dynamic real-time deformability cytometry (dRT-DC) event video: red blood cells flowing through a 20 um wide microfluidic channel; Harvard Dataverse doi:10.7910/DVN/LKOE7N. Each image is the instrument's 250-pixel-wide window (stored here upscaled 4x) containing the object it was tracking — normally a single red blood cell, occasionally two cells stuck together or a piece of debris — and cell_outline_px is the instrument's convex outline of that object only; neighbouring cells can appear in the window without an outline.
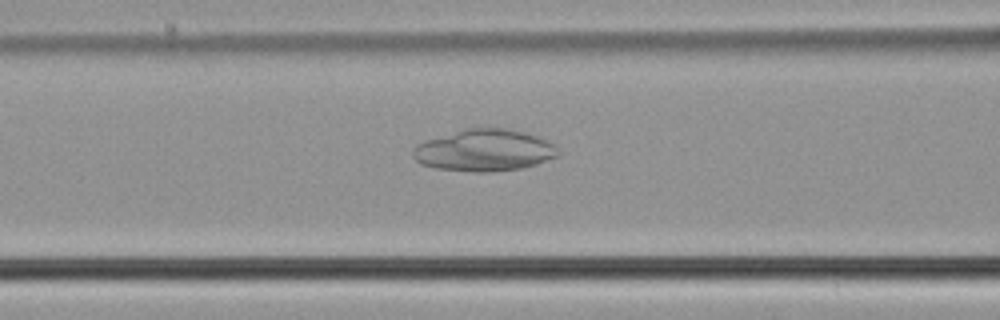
{"species": "common noctule bat (a hibernating species)", "species_latin": "Nyctalus noctula", "temperature_condition": "cold", "stored_images_in_passage": 51, "camera_frame_rate_fps": 3000, "um_per_image_px": 0.085, "animal": {"sex": "male", "body_mass_g": 21.5, "forearm_length_mm": 52.0}, "frame": {"image": 1, "passage_image": 19, "time_ms": 6.0, "image_size_px": [1000, 320], "cell_outline_px": [[560, 152], [556, 156], [536, 164], [524, 168], [488, 172], [472, 172], [436, 168], [420, 164], [412, 156], [412, 148], [416, 144], [424, 140], [464, 128], [508, 128], [524, 132], [536, 136], [552, 144]], "centroid_in_image_um": [41.1, 12.78], "position_along_channel_um": 125.5, "area_um2": 35.49}}
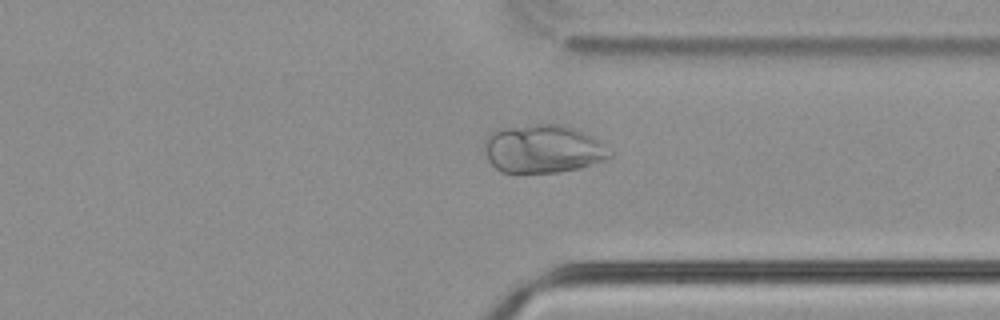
{"frame": {"image": 2, "passage_image": 38, "time_ms": 12.333, "image_size_px": [1000, 320], "cell_outline_px": [[612, 156], [608, 160], [580, 168], [560, 172], [500, 172], [488, 160], [484, 148], [484, 140], [492, 132], [500, 128], [532, 124], [564, 124], [584, 132], [600, 140], [612, 152]], "centroid_in_image_um": [46.19, 12.65], "position_along_channel_um": 365.2, "area_um2": 35.66}}
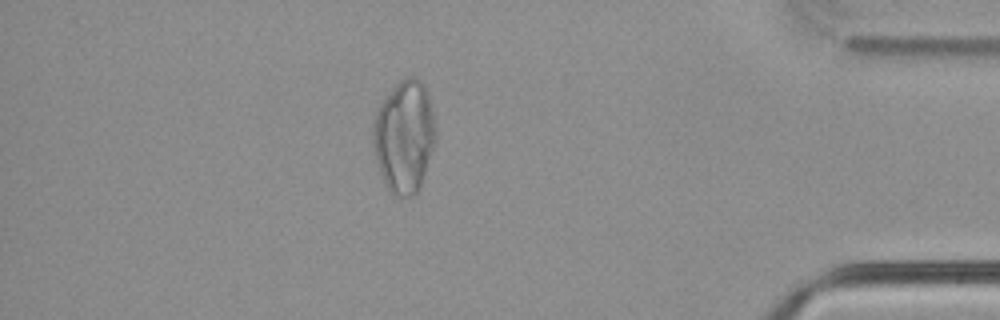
{"frame": {"image": 3, "passage_image": 44, "time_ms": 14.333, "image_size_px": [1000, 320], "cell_outline_px": [[436, 140], [416, 196], [396, 196], [388, 188], [380, 172], [376, 160], [372, 144], [372, 124], [376, 112], [380, 104], [392, 88], [404, 76], [416, 76], [424, 84], [428, 92], [436, 128]], "centroid_in_image_um": [34.36, 11.56], "position_along_channel_um": 400.8, "area_um2": 41.21}}